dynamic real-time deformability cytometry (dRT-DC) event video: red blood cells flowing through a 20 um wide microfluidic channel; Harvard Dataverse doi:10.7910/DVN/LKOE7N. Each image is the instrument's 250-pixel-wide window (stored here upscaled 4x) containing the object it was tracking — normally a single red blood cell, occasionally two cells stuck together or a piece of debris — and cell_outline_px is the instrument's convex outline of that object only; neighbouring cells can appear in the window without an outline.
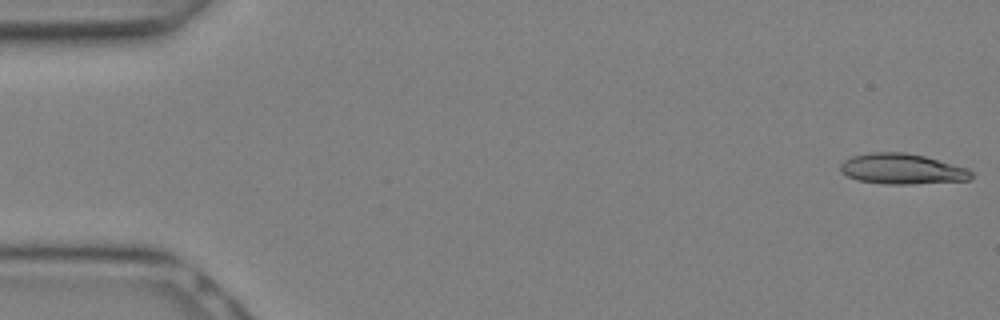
{"species": "Egyptian fruit bat (a non-hibernating species)", "species_latin": "Rousettus aegyptiacus", "temperature_condition": "warm", "stored_images_in_passage": 12, "camera_frame_rate_fps": 3000, "um_per_image_px": 0.085, "animal": {"sex": "female"}, "frame": {"image": 1, "passage_image": 1, "time_ms": 0.0, "image_size_px": [1000, 320], "cell_outline_px": [[972, 176], [968, 180], [908, 184], [884, 184], [860, 180], [848, 176], [840, 172], [840, 164], [844, 160], [852, 156], [872, 152], [904, 152], [924, 156], [968, 168], [972, 172]], "centroid_in_image_um": [76.66, 14.35], "position_along_channel_um": 8.3, "area_um2": 23.12}}
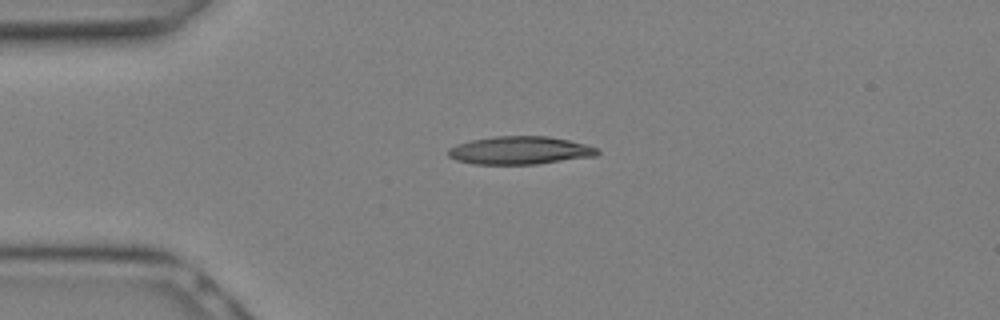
{"frame": {"image": 2, "passage_image": 7, "time_ms": 2.0, "image_size_px": [1000, 320], "cell_outline_px": [[600, 152], [596, 156], [536, 164], [476, 164], [456, 160], [448, 156], [448, 148], [456, 144], [472, 140], [496, 136], [548, 136], [568, 140], [584, 144], [596, 148]], "centroid_in_image_um": [44.17, 12.78], "position_along_channel_um": 40.8, "area_um2": 24.22}}
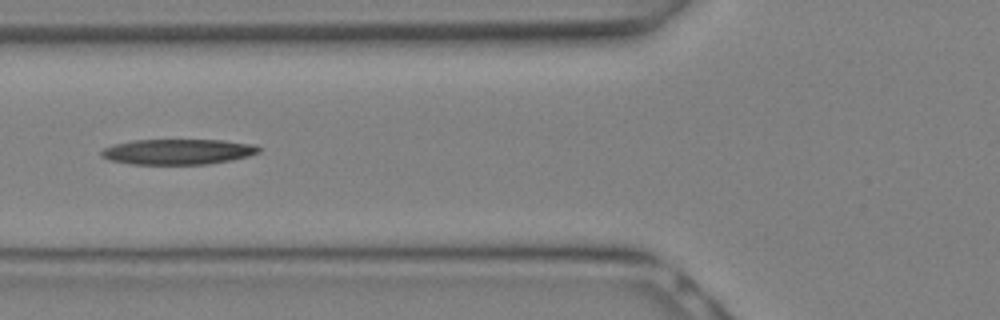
{"frame": {"image": 3, "passage_image": 11, "time_ms": 3.333, "image_size_px": [1000, 320], "cell_outline_px": [[260, 152], [248, 156], [232, 160], [208, 164], [132, 164], [108, 160], [100, 156], [100, 152], [104, 148], [112, 144], [132, 140], [224, 140], [256, 144], [260, 148]], "centroid_in_image_um": [15.11, 12.89], "position_along_channel_um": 110.7, "area_um2": 23.58}}